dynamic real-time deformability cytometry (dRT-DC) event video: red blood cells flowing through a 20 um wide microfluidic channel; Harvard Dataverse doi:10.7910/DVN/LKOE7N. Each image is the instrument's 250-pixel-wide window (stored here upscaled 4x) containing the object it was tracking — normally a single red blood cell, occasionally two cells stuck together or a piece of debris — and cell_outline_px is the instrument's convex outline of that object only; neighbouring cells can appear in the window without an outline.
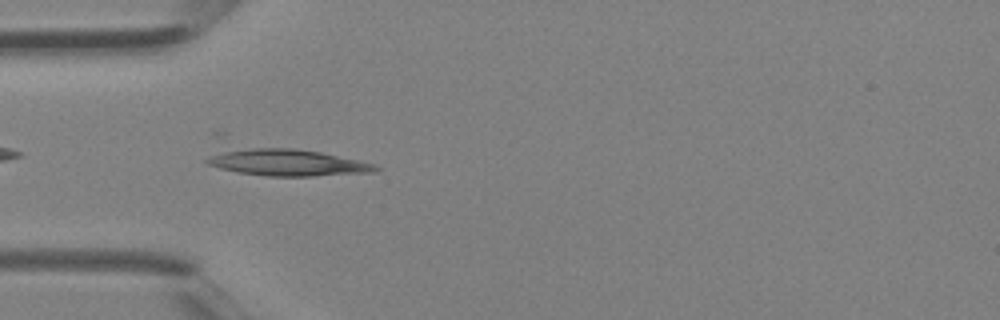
{"species": "Egyptian fruit bat (a non-hibernating species)", "species_latin": "Rousettus aegyptiacus", "temperature_condition": "room temperature", "stored_images_in_passage": 3, "camera_frame_rate_fps": 3000, "um_per_image_px": 0.085, "animal": {"sex": "female"}, "frame": {"image": 1, "passage_image": 1, "time_ms": 0.0, "image_size_px": [1000, 320], "cell_outline_px": [[380, 168], [376, 172], [312, 176], [268, 176], [236, 172], [220, 168], [208, 164], [204, 160], [208, 156], [224, 152], [256, 148], [292, 148], [320, 152], [376, 164]], "centroid_in_image_um": [24.49, 13.84], "position_along_channel_um": 60.5, "area_um2": 25.66}}